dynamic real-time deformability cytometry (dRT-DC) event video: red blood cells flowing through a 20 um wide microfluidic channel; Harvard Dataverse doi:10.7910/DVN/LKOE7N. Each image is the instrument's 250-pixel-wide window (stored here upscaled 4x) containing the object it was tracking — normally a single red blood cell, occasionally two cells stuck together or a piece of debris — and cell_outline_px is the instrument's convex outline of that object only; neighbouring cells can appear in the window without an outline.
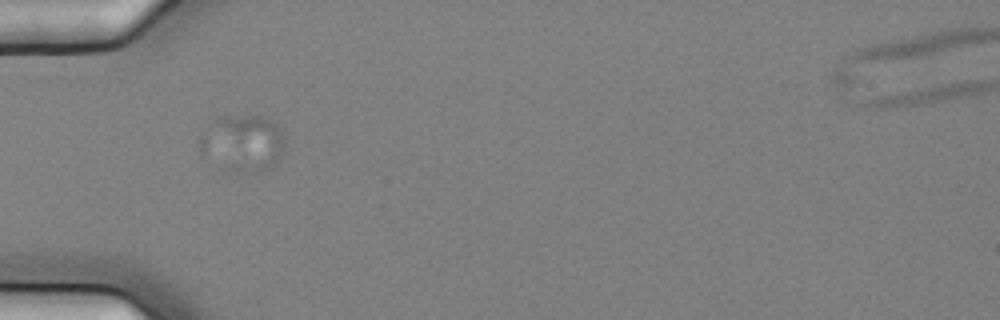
{"species": "common noctule bat (a hibernating species)", "species_latin": "Nyctalus noctula", "temperature_condition": "cold", "stored_images_in_passage": 4, "camera_frame_rate_fps": 3000, "um_per_image_px": 0.085, "animal": {"sex": "female", "body_mass_g": 25.1}, "frame": {"image": 1, "passage_image": 3, "time_ms": 0.667, "image_size_px": [1000, 320], "cell_outline_px": [[284, 148], [276, 164], [252, 172], [236, 172], [224, 168], [216, 120], [220, 116], [260, 116], [268, 120], [284, 136]], "centroid_in_image_um": [21.16, 12.15], "position_along_channel_um": 63.8, "area_um2": 22.54}}